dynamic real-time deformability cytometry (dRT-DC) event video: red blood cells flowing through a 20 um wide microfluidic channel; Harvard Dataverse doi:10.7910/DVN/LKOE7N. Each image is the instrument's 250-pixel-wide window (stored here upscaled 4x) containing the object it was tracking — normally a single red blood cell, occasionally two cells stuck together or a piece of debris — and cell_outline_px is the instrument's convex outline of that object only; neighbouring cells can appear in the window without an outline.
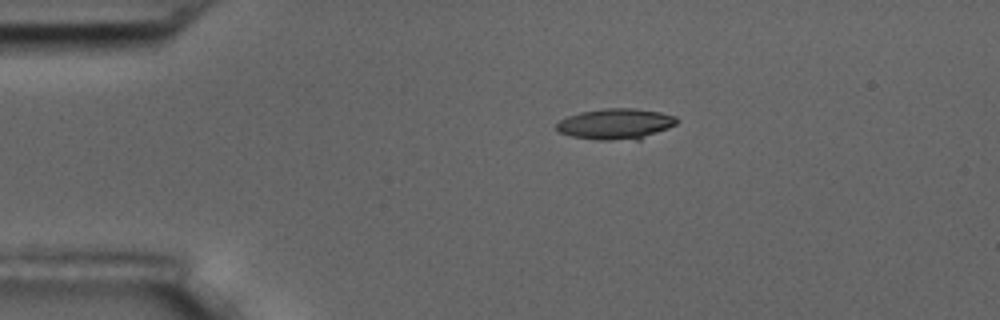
{"species": "common noctule bat (a hibernating species)", "species_latin": "Nyctalus noctula", "temperature_condition": "room temperature", "stored_images_in_passage": 2, "camera_frame_rate_fps": 3000, "um_per_image_px": 0.085, "animal": {"sex": "male", "body_mass_g": 17.5, "forearm_length_mm": 52.3}, "frame": {"image": 1, "passage_image": 1, "time_ms": 0.0, "image_size_px": [1000, 320], "cell_outline_px": [[680, 120], [676, 124], [668, 128], [640, 140], [596, 140], [572, 136], [556, 132], [556, 124], [560, 120], [568, 116], [580, 112], [604, 108], [632, 108], [660, 112], [676, 116]], "centroid_in_image_um": [52.34, 10.54], "position_along_channel_um": 32.7, "area_um2": 21.85}}